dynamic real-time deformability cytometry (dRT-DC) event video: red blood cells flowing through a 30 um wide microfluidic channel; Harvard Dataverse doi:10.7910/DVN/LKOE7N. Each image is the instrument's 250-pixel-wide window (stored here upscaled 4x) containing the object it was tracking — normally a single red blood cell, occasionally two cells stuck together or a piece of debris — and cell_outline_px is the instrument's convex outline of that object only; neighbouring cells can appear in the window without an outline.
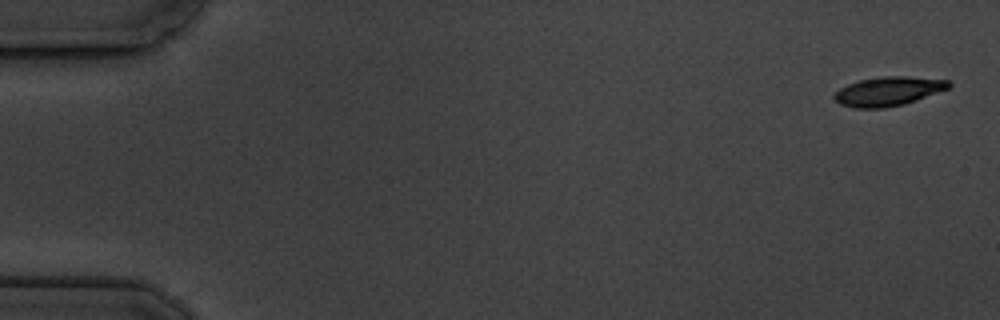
{"species": "common noctule bat (a hibernating species)", "species_latin": "Nyctalus noctula", "temperature_condition": "cold", "stored_images_in_passage": 6, "camera_frame_rate_fps": 3000, "um_per_image_px": 0.085, "animal": {"sex": "male", "body_mass_g": 19.5, "forearm_length_mm": 54.6}, "frame": {"image": 1, "passage_image": 1, "time_ms": 0.0, "image_size_px": [1000, 320], "cell_outline_px": [[952, 84], [948, 88], [916, 100], [904, 104], [884, 108], [856, 108], [840, 104], [832, 96], [840, 88], [848, 84], [860, 80], [884, 76], [908, 76], [948, 80]], "centroid_in_image_um": [75.49, 7.76], "position_along_channel_um": 9.5, "area_um2": 19.25}}
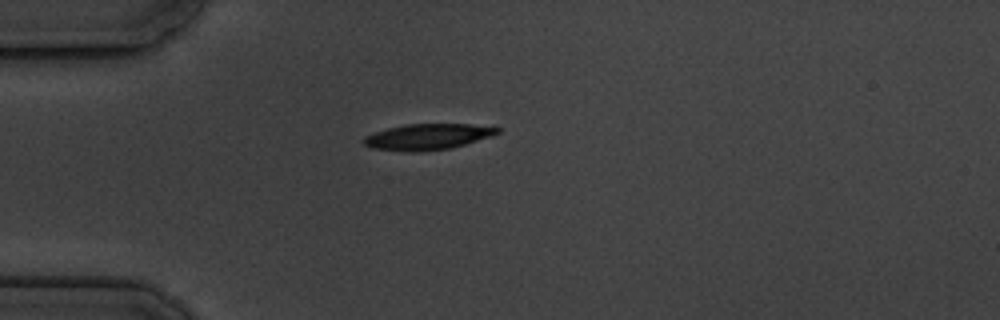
{"frame": {"image": 2, "passage_image": 5, "time_ms": 4.667, "image_size_px": [1000, 320], "cell_outline_px": [[500, 132], [492, 136], [452, 148], [416, 152], [412, 152], [372, 148], [364, 144], [360, 140], [364, 136], [388, 128], [404, 124], [472, 124], [500, 128]], "centroid_in_image_um": [36.34, 11.62], "position_along_channel_um": 48.7, "area_um2": 20.23}}